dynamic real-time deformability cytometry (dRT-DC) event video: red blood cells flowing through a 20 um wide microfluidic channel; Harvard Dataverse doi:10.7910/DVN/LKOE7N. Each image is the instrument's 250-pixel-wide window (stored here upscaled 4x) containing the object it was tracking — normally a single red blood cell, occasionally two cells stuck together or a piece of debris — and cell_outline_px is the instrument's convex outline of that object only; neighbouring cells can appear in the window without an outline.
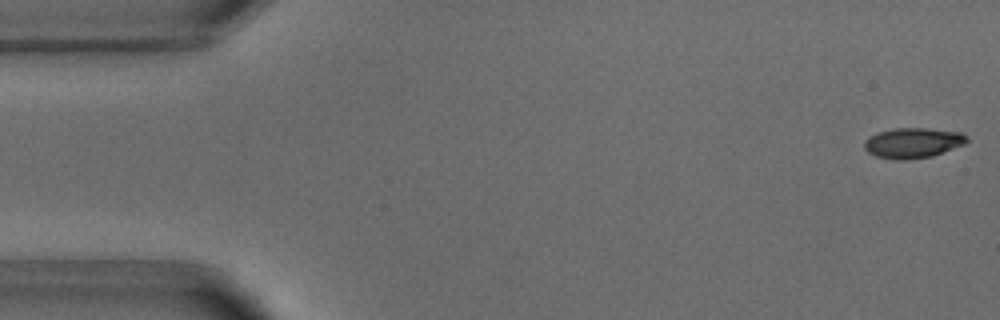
{"species": "common noctule bat (a hibernating species)", "species_latin": "Nyctalus noctula", "temperature_condition": "warm", "stored_images_in_passage": 46, "camera_frame_rate_fps": 3000, "um_per_image_px": 0.085, "animal": {"sex": "male", "body_mass_g": 18.8}, "frame": {"image": 1, "passage_image": 1, "time_ms": 0.0, "image_size_px": [1000, 320], "cell_outline_px": [[968, 140], [964, 144], [932, 156], [904, 160], [896, 160], [876, 156], [868, 152], [864, 148], [864, 140], [880, 132], [896, 128], [928, 128], [960, 132], [968, 136]], "centroid_in_image_um": [77.6, 12.14], "position_along_channel_um": 7.4, "area_um2": 17.92}}
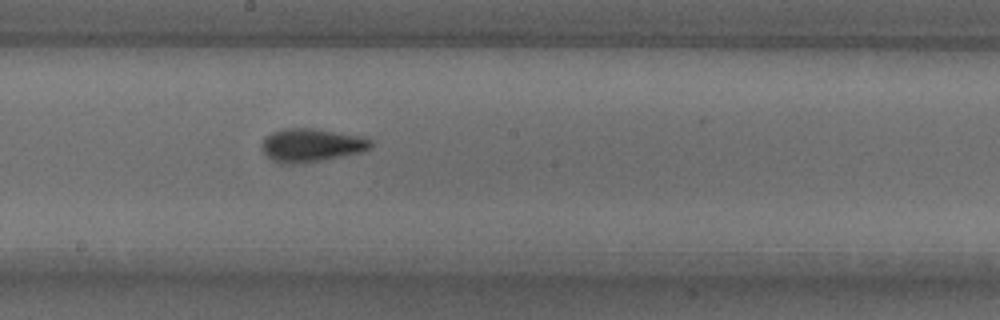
{"frame": {"image": 2, "passage_image": 27, "time_ms": 8.667, "image_size_px": [1000, 320], "cell_outline_px": [[372, 148], [360, 152], [304, 164], [280, 164], [272, 160], [264, 152], [260, 144], [264, 136], [272, 132], [284, 128], [312, 128], [360, 136], [372, 140]], "centroid_in_image_um": [26.42, 12.35], "position_along_channel_um": 221.8, "area_um2": 21.33}}
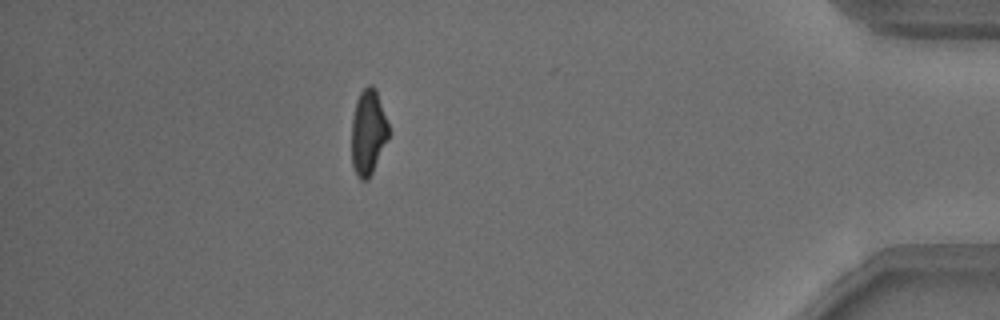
{"frame": {"image": 3, "passage_image": 45, "time_ms": 14.667, "image_size_px": [1000, 320], "cell_outline_px": [[388, 140], [368, 180], [360, 180], [356, 176], [352, 168], [352, 116], [356, 100], [360, 92], [368, 84], [372, 84], [376, 88], [388, 124]], "centroid_in_image_um": [31.28, 11.24], "position_along_channel_um": 403.9, "area_um2": 18.55}}